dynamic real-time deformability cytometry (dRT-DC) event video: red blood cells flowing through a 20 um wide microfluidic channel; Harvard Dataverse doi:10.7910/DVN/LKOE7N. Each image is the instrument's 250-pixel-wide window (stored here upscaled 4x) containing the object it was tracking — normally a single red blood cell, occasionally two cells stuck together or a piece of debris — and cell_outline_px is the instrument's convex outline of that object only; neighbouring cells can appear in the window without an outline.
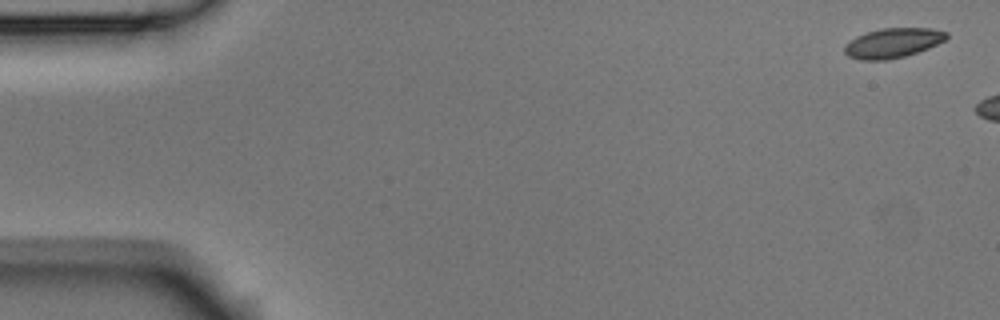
{"species": "Egyptian fruit bat (a non-hibernating species)", "species_latin": "Rousettus aegyptiacus", "temperature_condition": "room temperature", "stored_images_in_passage": 3, "camera_frame_rate_fps": 3000, "um_per_image_px": 0.085, "animal": {"sex": "male"}, "frame": {"image": 1, "passage_image": 1, "time_ms": 0.0, "image_size_px": [1000, 320], "cell_outline_px": [[948, 36], [944, 40], [928, 48], [904, 56], [884, 60], [860, 60], [848, 56], [844, 52], [844, 44], [856, 36], [880, 28], [932, 28], [948, 32]], "centroid_in_image_um": [75.86, 3.64], "position_along_channel_um": 9.1, "area_um2": 17.57}}